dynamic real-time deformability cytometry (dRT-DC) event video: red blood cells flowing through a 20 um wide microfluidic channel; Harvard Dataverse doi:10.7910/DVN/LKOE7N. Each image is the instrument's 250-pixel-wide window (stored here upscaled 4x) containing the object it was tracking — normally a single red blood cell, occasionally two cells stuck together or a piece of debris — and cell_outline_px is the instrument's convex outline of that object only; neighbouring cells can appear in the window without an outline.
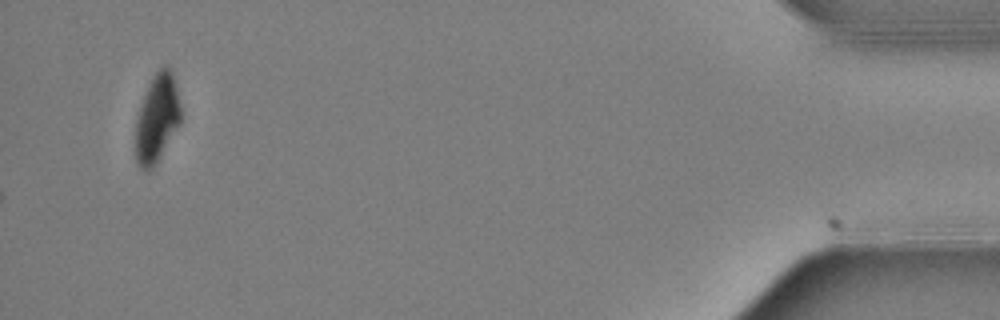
{"species": "Egyptian fruit bat (a non-hibernating species)", "species_latin": "Rousettus aegyptiacus", "temperature_condition": "warm", "stored_images_in_passage": 66, "camera_frame_rate_fps": 3000, "um_per_image_px": 0.085, "animal": {"sex": "female"}, "frame": {"image": 1, "passage_image": 66, "time_ms": 21.667, "image_size_px": [1000, 320], "cell_outline_px": [[180, 124], [160, 156], [152, 168], [148, 172], [140, 168], [136, 160], [136, 116], [140, 104], [148, 84], [156, 72], [164, 64], [172, 72], [180, 104]], "centroid_in_image_um": [13.33, 10.06], "position_along_channel_um": 421.9, "area_um2": 23.0}}